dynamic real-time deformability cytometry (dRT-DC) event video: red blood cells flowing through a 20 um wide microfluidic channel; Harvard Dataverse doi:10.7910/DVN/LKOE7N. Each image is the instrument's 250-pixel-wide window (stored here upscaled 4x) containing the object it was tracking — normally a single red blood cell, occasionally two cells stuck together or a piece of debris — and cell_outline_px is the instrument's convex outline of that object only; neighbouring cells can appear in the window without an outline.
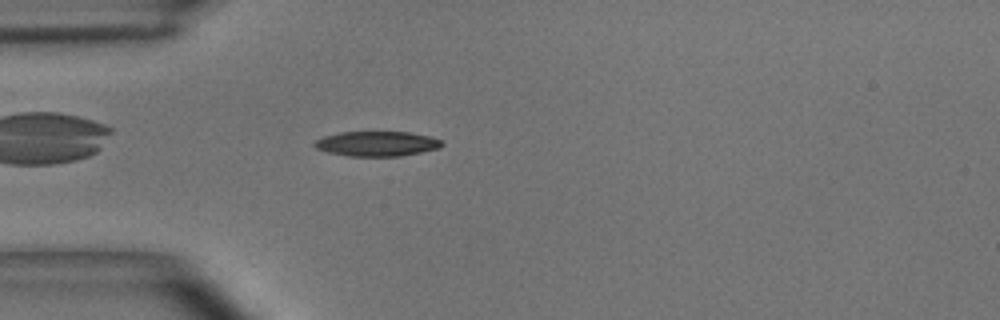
{"species": "common noctule bat (a hibernating species)", "species_latin": "Nyctalus noctula", "temperature_condition": "room temperature", "stored_images_in_passage": 42, "camera_frame_rate_fps": 3000, "um_per_image_px": 0.085, "animal": {"sex": "male", "body_mass_g": 15.6}, "frame": {"image": 1, "passage_image": 3, "time_ms": 0.667, "image_size_px": [1000, 320], "cell_outline_px": [[444, 144], [440, 148], [400, 156], [348, 156], [328, 152], [316, 148], [312, 144], [316, 140], [324, 136], [340, 132], [408, 132], [428, 136], [440, 140]], "centroid_in_image_um": [32.02, 12.22], "position_along_channel_um": 53.0, "area_um2": 18.38}}
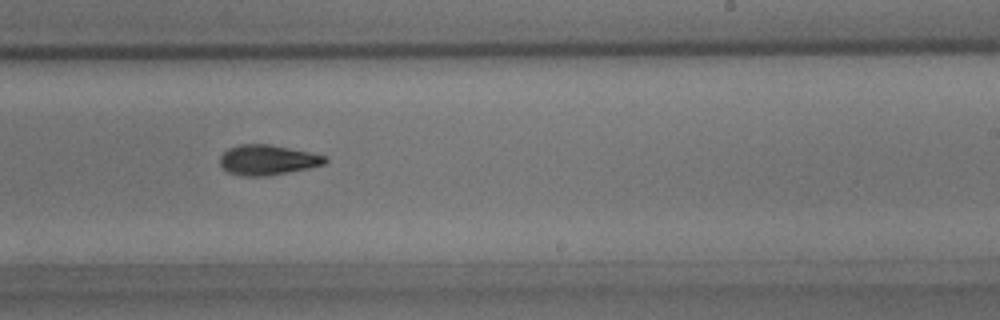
{"frame": {"image": 2, "passage_image": 21, "time_ms": 6.667, "image_size_px": [1000, 320], "cell_outline_px": [[328, 160], [324, 164], [308, 168], [264, 176], [244, 176], [228, 172], [220, 164], [220, 156], [228, 148], [240, 144], [268, 144], [328, 156]], "centroid_in_image_um": [22.73, 13.59], "position_along_channel_um": 266.3, "area_um2": 18.21}}
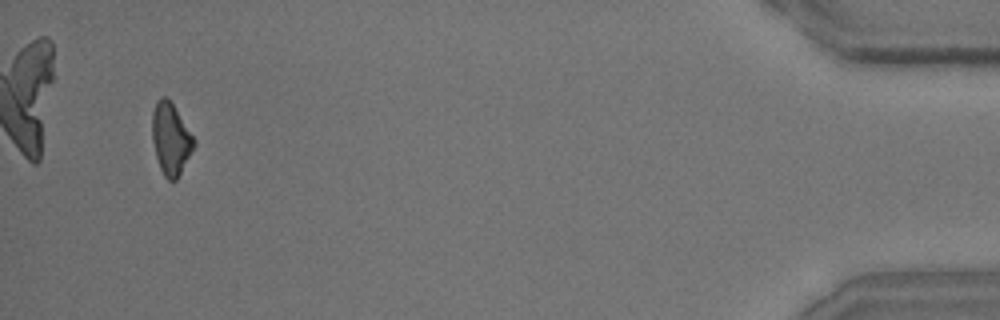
{"frame": {"image": 3, "passage_image": 40, "time_ms": 13.0, "image_size_px": [1000, 320], "cell_outline_px": [[196, 144], [176, 180], [168, 180], [164, 176], [160, 168], [156, 156], [152, 140], [152, 112], [156, 100], [164, 96], [172, 104], [196, 140]], "centroid_in_image_um": [14.5, 11.81], "position_along_channel_um": 420.7, "area_um2": 17.22}, "authors_computed_cell_mechanics": {"area_um2": 18.207, "velocity_mm_per_s": 3.6573, "shape_relaxation_time_tau1_ms": 4.1759, "shape_relaxation_time_tau2_ms": 4.7459, "deformation_change_tau1": 0.1509, "deformation_change_tau2": 0.1228}}